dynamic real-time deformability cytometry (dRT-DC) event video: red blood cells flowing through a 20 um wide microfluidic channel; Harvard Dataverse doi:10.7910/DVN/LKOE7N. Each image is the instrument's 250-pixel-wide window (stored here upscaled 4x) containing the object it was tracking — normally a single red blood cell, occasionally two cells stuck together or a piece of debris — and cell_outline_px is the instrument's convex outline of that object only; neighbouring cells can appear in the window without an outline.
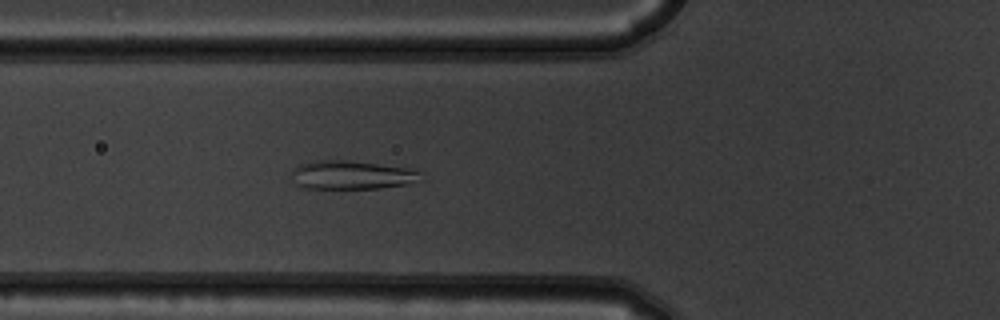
{"species": "common noctule bat (a hibernating species)", "species_latin": "Nyctalus noctula", "temperature_condition": "warm", "stored_images_in_passage": 4, "camera_frame_rate_fps": 3000, "um_per_image_px": 0.085, "animal": {"sex": "male", "body_mass_g": 19.5, "forearm_length_mm": 54.6}, "frame": {"image": 1, "passage_image": 4, "time_ms": 1.0, "image_size_px": [1000, 320], "cell_outline_px": [[424, 180], [404, 184], [380, 188], [304, 188], [288, 176], [300, 164], [316, 160], [344, 160], [376, 164], [404, 168], [420, 172]], "centroid_in_image_um": [29.87, 14.88], "position_along_channel_um": 95.9, "area_um2": 21.21}}